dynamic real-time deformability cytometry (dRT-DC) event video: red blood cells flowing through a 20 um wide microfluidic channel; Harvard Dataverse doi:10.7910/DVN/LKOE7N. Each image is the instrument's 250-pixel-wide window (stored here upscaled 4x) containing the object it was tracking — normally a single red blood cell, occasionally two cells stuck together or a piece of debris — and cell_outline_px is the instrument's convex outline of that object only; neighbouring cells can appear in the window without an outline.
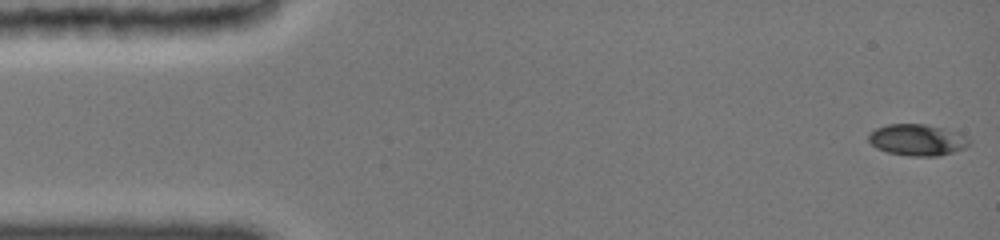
{"species": "common noctule bat (a hibernating species)", "species_latin": "Nyctalus noctula", "temperature_condition": "cold", "stored_images_in_passage": 12, "camera_frame_rate_fps": 3000, "um_per_image_px": 0.085, "animal": {"sex": "female", "body_mass_g": 19.0, "forearm_length_mm": 51.5}, "frame": {"image": 1, "passage_image": 1, "time_ms": 0.0, "image_size_px": [1000, 240], "cell_outline_px": [[968, 144], [964, 148], [952, 152], [936, 156], [912, 156], [888, 152], [876, 148], [868, 140], [868, 136], [876, 128], [888, 124], [924, 124], [944, 128], [968, 140]], "centroid_in_image_um": [77.89, 11.89], "position_along_channel_um": 7.1, "area_um2": 17.86}}
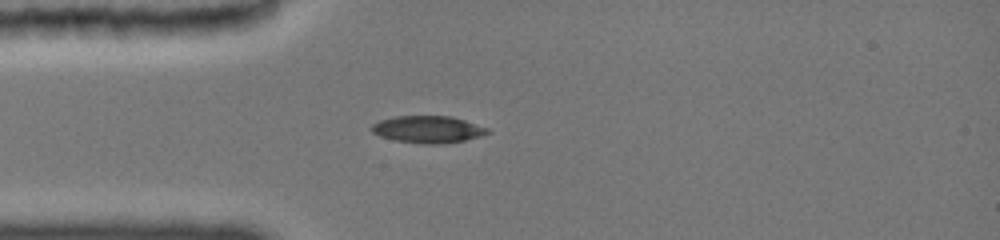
{"frame": {"image": 2, "passage_image": 9, "time_ms": 4.0, "image_size_px": [1000, 240], "cell_outline_px": [[488, 132], [480, 136], [464, 140], [436, 144], [428, 144], [396, 140], [380, 136], [372, 132], [372, 124], [380, 120], [396, 116], [448, 116], [464, 120], [488, 128]], "centroid_in_image_um": [36.34, 10.99], "position_along_channel_um": 48.7, "area_um2": 17.86}}
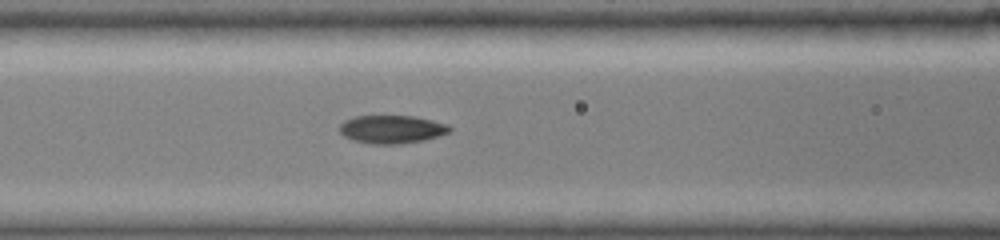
{"frame": {"image": 3, "passage_image": 12, "time_ms": 6.333, "image_size_px": [1000, 240], "cell_outline_px": [[452, 128], [448, 132], [436, 136], [420, 140], [396, 144], [376, 144], [356, 140], [344, 136], [340, 132], [340, 124], [344, 120], [356, 116], [412, 116], [432, 120], [444, 124]], "centroid_in_image_um": [33.25, 10.97], "position_along_channel_um": 133.3, "area_um2": 17.51}}